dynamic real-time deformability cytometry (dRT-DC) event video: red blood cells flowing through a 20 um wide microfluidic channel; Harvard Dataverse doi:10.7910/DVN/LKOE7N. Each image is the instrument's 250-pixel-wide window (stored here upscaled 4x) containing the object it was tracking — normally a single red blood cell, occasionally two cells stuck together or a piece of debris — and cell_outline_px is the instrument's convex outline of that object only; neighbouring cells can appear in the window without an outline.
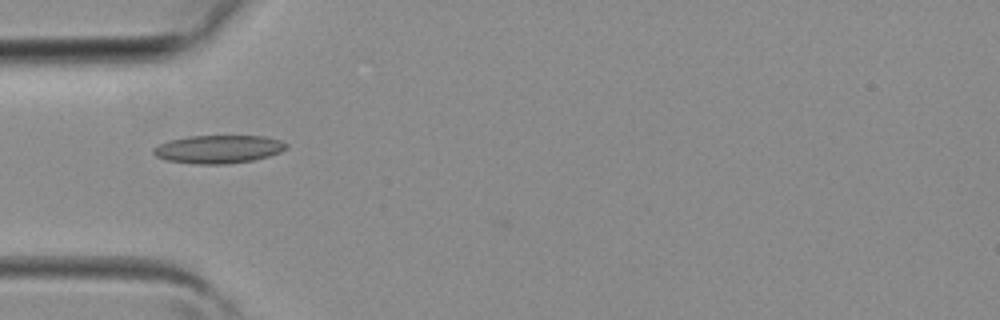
{"species": "common noctule bat (a hibernating species)", "species_latin": "Nyctalus noctula", "temperature_condition": "room temperature", "stored_images_in_passage": 2, "camera_frame_rate_fps": 3000, "um_per_image_px": 0.085, "animal": {"sex": "female", "body_mass_g": 19.3, "forearm_length_mm": 54.1}, "frame": {"image": 1, "passage_image": 2, "time_ms": 0.333, "image_size_px": [1000, 320], "cell_outline_px": [[288, 148], [280, 152], [268, 156], [252, 160], [228, 164], [196, 164], [168, 160], [156, 156], [152, 152], [152, 148], [168, 140], [188, 136], [264, 136], [280, 140], [288, 144]], "centroid_in_image_um": [18.57, 12.67], "position_along_channel_um": 66.4, "area_um2": 21.79}}